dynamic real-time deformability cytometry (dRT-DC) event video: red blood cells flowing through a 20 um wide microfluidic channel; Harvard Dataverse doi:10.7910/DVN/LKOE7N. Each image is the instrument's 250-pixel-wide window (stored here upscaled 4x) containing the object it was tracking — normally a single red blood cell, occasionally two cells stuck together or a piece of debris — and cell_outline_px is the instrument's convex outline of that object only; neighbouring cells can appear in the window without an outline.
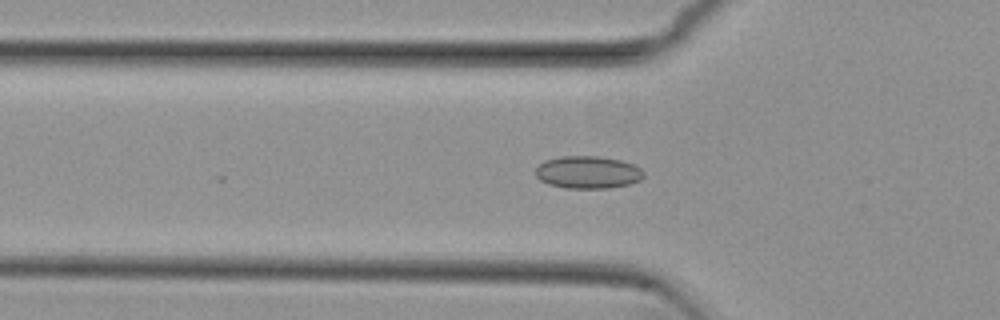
{"species": "common noctule bat (a hibernating species)", "species_latin": "Nyctalus noctula", "temperature_condition": "cold", "stored_images_in_passage": 31, "camera_frame_rate_fps": 3000, "um_per_image_px": 0.085, "animal": {"sex": "female", "body_mass_g": 29.2, "forearm_length_mm": 56.3}, "frame": {"image": 1, "passage_image": 17, "time_ms": 5.333, "image_size_px": [1000, 320], "cell_outline_px": [[644, 176], [640, 180], [628, 184], [608, 188], [564, 188], [548, 184], [540, 180], [536, 176], [536, 168], [544, 160], [560, 156], [600, 156], [620, 160], [632, 164], [640, 168], [644, 172]], "centroid_in_image_um": [49.95, 14.64], "position_along_channel_um": 75.9, "area_um2": 20.52}}
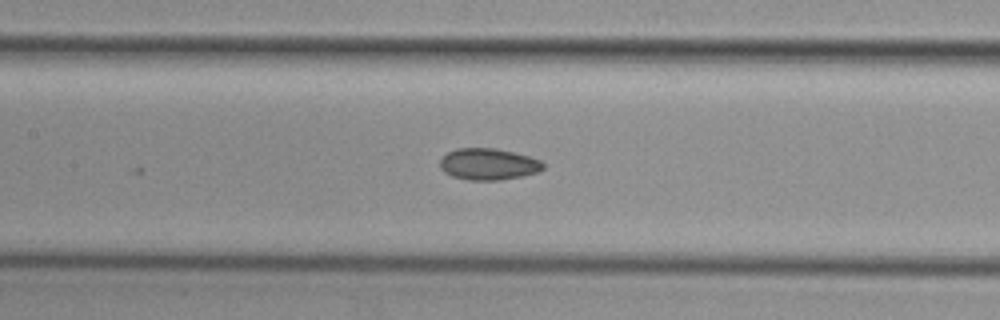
{"frame": {"image": 2, "passage_image": 24, "time_ms": 7.667, "image_size_px": [1000, 320], "cell_outline_px": [[544, 168], [536, 172], [524, 176], [500, 180], [468, 180], [452, 176], [444, 172], [440, 168], [440, 160], [448, 152], [456, 148], [496, 148], [528, 156], [540, 160], [544, 164]], "centroid_in_image_um": [41.5, 13.96], "position_along_channel_um": 165.9, "area_um2": 18.96}}
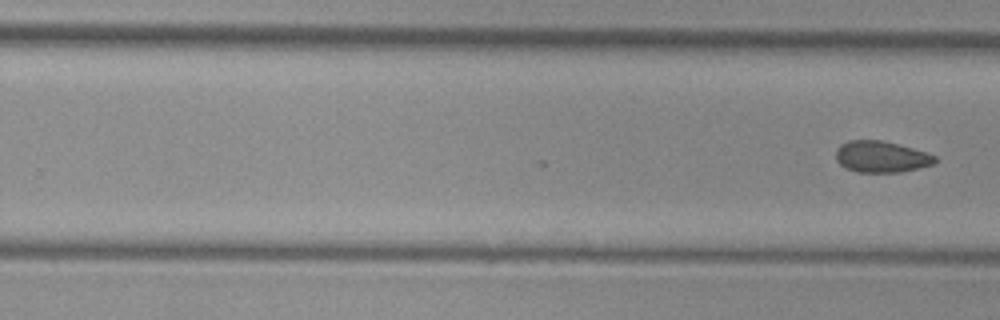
{"frame": {"image": 3, "passage_image": 31, "time_ms": 10.0, "image_size_px": [1000, 320], "cell_outline_px": [[936, 164], [900, 172], [856, 172], [844, 168], [836, 160], [836, 148], [840, 144], [848, 140], [880, 140], [912, 148], [936, 156]], "centroid_in_image_um": [74.87, 13.33], "position_along_channel_um": 254.9, "area_um2": 18.15}}